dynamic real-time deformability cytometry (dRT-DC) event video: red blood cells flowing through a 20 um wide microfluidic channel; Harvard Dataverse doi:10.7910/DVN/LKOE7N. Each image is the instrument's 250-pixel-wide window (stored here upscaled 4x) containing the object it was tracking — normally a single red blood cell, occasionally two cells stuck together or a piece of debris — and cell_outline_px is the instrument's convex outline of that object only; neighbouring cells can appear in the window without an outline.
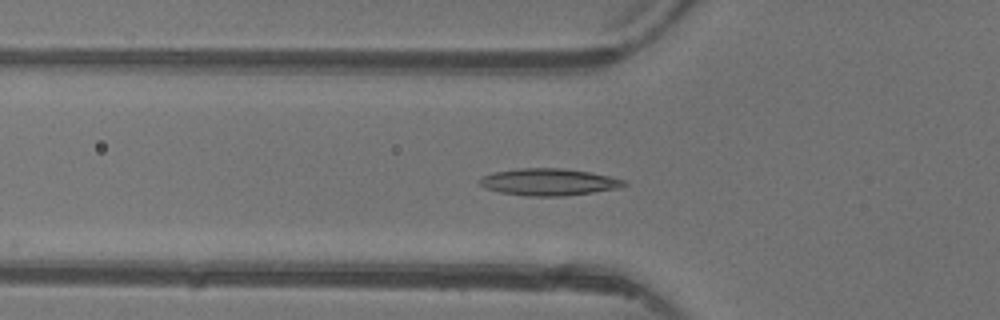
{"species": "common noctule bat (a hibernating species)", "species_latin": "Nyctalus noctula", "temperature_condition": "warm", "stored_images_in_passage": 4, "camera_frame_rate_fps": 3000, "um_per_image_px": 0.085, "animal": {"sex": "female"}, "frame": {"image": 1, "passage_image": 4, "time_ms": 4.667, "image_size_px": [1000, 320], "cell_outline_px": [[628, 184], [620, 188], [564, 196], [528, 196], [500, 192], [484, 188], [476, 180], [492, 172], [520, 168], [564, 168], [588, 172], [608, 176], [624, 180]], "centroid_in_image_um": [46.61, 15.47], "position_along_channel_um": 79.2, "area_um2": 22.66}}